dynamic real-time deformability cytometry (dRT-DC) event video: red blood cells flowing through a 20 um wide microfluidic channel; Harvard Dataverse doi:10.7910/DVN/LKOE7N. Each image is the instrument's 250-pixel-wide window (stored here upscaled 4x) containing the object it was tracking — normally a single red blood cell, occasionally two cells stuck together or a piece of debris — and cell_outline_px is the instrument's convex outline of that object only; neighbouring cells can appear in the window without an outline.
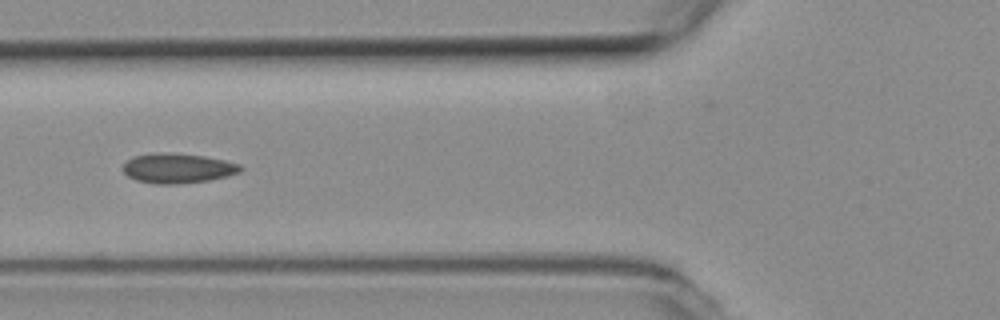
{"species": "common noctule bat (a hibernating species)", "species_latin": "Nyctalus noctula", "temperature_condition": "room temperature", "stored_images_in_passage": 13, "camera_frame_rate_fps": 3000, "um_per_image_px": 0.085, "animal": {"sex": "female", "body_mass_g": 19.3, "forearm_length_mm": 54.1}, "frame": {"image": 1, "passage_image": 4, "time_ms": 1.0, "image_size_px": [1000, 320], "cell_outline_px": [[244, 168], [240, 172], [228, 176], [208, 180], [180, 184], [156, 184], [136, 180], [128, 176], [124, 172], [124, 164], [132, 156], [204, 156], [224, 160], [240, 164]], "centroid_in_image_um": [15.18, 14.37], "position_along_channel_um": 110.6, "area_um2": 19.31}}
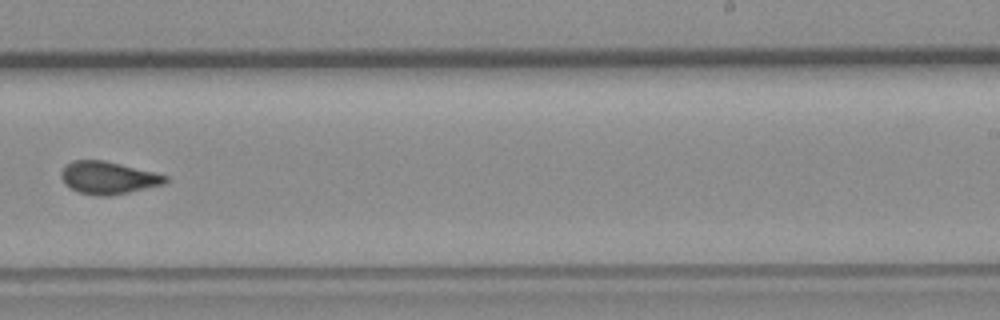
{"frame": {"image": 2, "passage_image": 8, "time_ms": 2.333, "image_size_px": [1000, 320], "cell_outline_px": [[168, 180], [164, 184], [128, 192], [108, 196], [96, 196], [80, 192], [64, 184], [60, 176], [60, 172], [72, 160], [104, 160], [168, 176]], "centroid_in_image_um": [9.17, 15.11], "position_along_channel_um": 279.8, "area_um2": 19.48}}
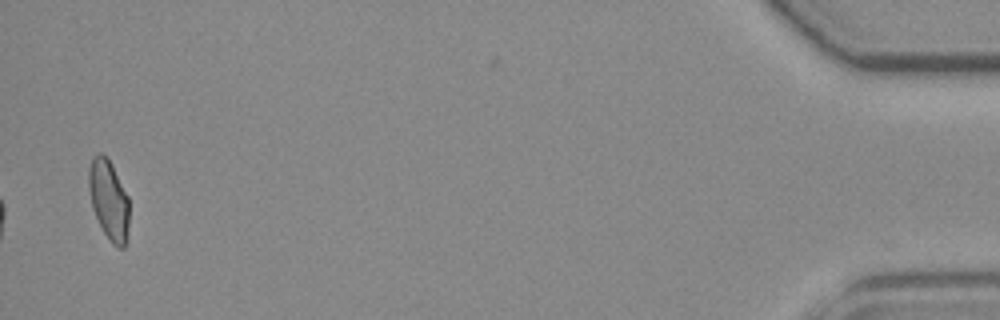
{"frame": {"image": 3, "passage_image": 13, "time_ms": 4.0, "image_size_px": [1000, 320], "cell_outline_px": [[128, 228], [124, 248], [116, 248], [112, 244], [104, 232], [92, 208], [88, 188], [88, 168], [92, 156], [96, 152], [100, 152], [112, 164], [128, 196]], "centroid_in_image_um": [9.22, 16.96], "position_along_channel_um": 426.0, "area_um2": 18.84}}